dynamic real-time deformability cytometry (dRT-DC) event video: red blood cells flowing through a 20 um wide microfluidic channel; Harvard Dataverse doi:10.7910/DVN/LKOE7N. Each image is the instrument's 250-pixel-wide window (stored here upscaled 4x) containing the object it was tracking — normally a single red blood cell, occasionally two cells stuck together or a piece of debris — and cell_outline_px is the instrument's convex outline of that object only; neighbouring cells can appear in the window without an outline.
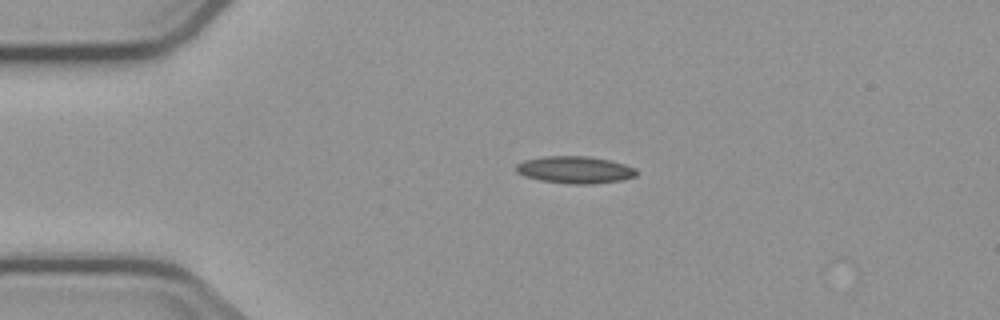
{"species": "common noctule bat (a hibernating species)", "species_latin": "Nyctalus noctula", "temperature_condition": "cold", "stored_images_in_passage": 4, "camera_frame_rate_fps": 3000, "um_per_image_px": 0.085, "animal": {"sex": "male", "body_mass_g": 23.1, "forearm_length_mm": 52.7}, "frame": {"image": 1, "passage_image": 3, "time_ms": 3.333, "image_size_px": [1000, 320], "cell_outline_px": [[636, 176], [620, 180], [592, 184], [568, 184], [540, 180], [524, 176], [516, 172], [516, 164], [524, 160], [544, 156], [588, 156], [608, 160], [624, 164], [636, 168]], "centroid_in_image_um": [48.84, 14.43], "position_along_channel_um": 36.2, "area_um2": 19.02}}